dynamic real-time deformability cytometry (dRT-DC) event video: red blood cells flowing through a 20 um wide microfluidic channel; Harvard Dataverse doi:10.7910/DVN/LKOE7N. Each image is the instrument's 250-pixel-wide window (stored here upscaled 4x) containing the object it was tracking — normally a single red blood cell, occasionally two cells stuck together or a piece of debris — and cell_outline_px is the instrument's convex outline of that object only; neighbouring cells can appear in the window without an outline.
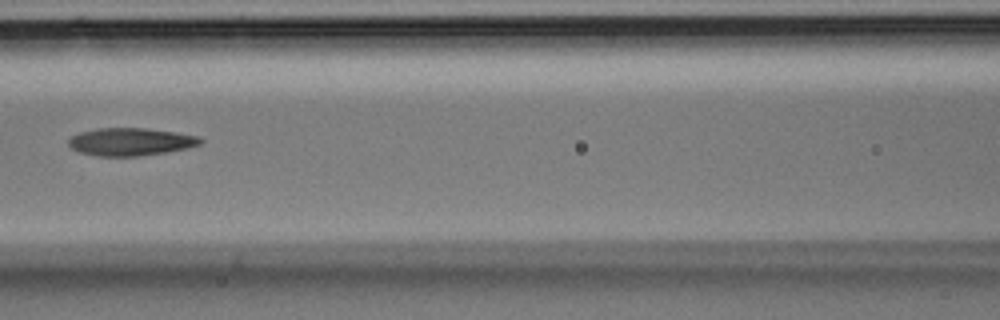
{"species": "Egyptian fruit bat (a non-hibernating species)", "species_latin": "Rousettus aegyptiacus", "temperature_condition": "room temperature", "stored_images_in_passage": 35, "camera_frame_rate_fps": 3000, "um_per_image_px": 0.085, "animal": {"sex": "male"}, "frame": {"image": 1, "passage_image": 16, "time_ms": 5.0, "image_size_px": [1000, 320], "cell_outline_px": [[204, 140], [200, 144], [188, 148], [164, 152], [136, 156], [100, 156], [80, 152], [72, 148], [68, 144], [68, 140], [72, 136], [80, 132], [96, 128], [144, 128], [176, 132], [200, 136]], "centroid_in_image_um": [11.12, 12.04], "position_along_channel_um": 155.5, "area_um2": 21.21}}
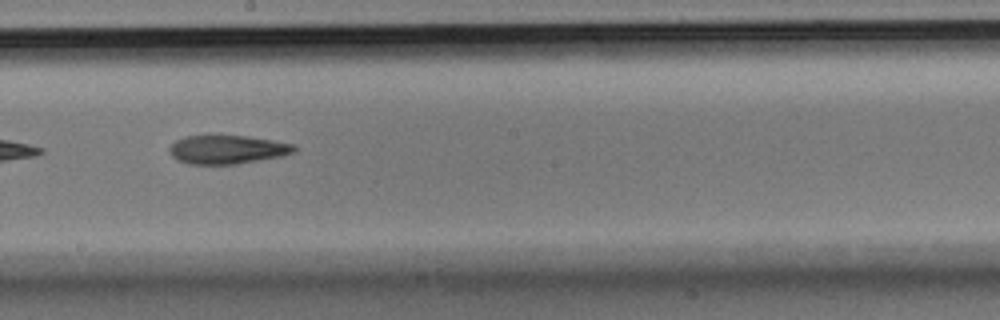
{"frame": {"image": 2, "passage_image": 20, "time_ms": 6.333, "image_size_px": [1000, 320], "cell_outline_px": [[296, 152], [280, 156], [236, 164], [188, 164], [176, 160], [172, 156], [168, 148], [176, 140], [184, 136], [248, 136], [296, 144]], "centroid_in_image_um": [19.31, 12.71], "position_along_channel_um": 228.9, "area_um2": 20.81}}
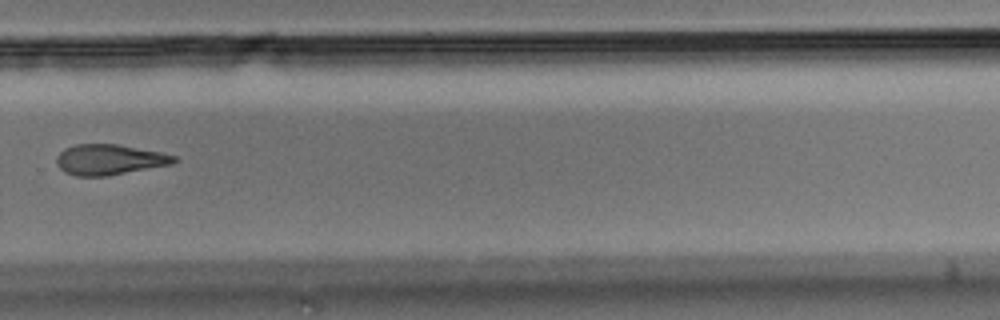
{"frame": {"image": 3, "passage_image": 25, "time_ms": 8.0, "image_size_px": [1000, 320], "cell_outline_px": [[180, 160], [172, 164], [108, 176], [76, 176], [64, 172], [56, 164], [56, 156], [64, 148], [76, 144], [116, 144], [160, 152], [176, 156]], "centroid_in_image_um": [9.29, 13.57], "position_along_channel_um": 320.5, "area_um2": 20.98}}